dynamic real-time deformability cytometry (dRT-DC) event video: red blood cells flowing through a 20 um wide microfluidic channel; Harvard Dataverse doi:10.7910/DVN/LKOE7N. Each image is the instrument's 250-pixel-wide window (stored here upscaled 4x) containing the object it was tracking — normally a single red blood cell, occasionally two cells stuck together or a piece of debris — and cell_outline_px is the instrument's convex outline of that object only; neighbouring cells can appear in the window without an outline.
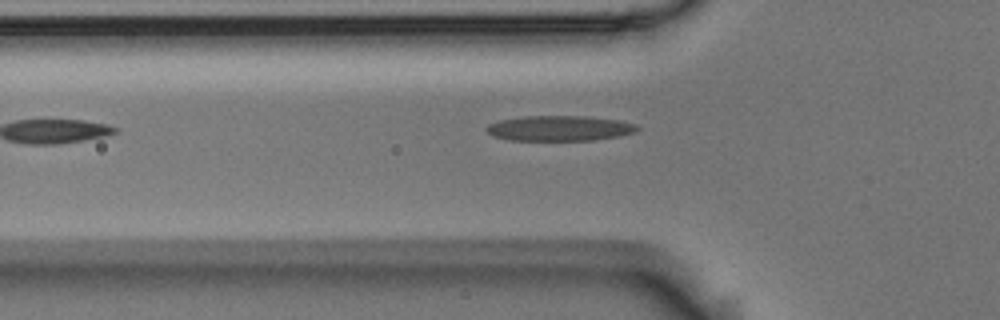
{"species": "Egyptian fruit bat (a non-hibernating species)", "species_latin": "Rousettus aegyptiacus", "temperature_condition": "room temperature", "stored_images_in_passage": 4, "camera_frame_rate_fps": 3000, "um_per_image_px": 0.085, "animal": {"sex": "male"}, "frame": {"image": 1, "passage_image": 3, "time_ms": 0.667, "image_size_px": [1000, 320], "cell_outline_px": [[640, 128], [636, 132], [620, 136], [592, 140], [508, 140], [492, 136], [484, 128], [488, 124], [500, 120], [524, 116], [584, 116], [620, 120], [636, 124]], "centroid_in_image_um": [47.56, 10.9], "position_along_channel_um": 78.2, "area_um2": 22.31}}
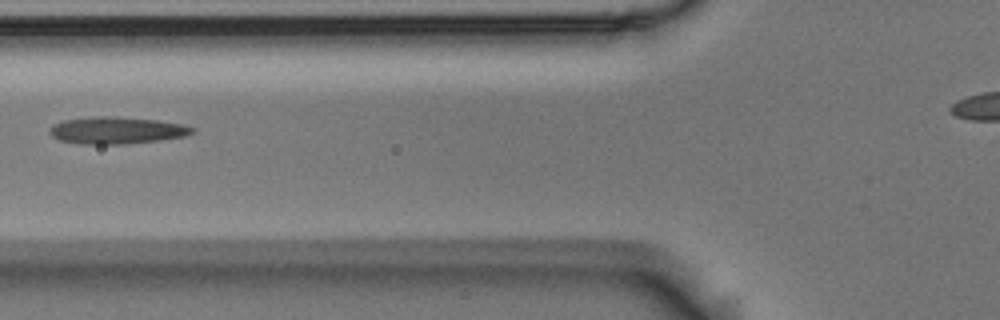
{"frame": {"image": 2, "passage_image": 4, "time_ms": 1.0, "image_size_px": [1000, 320], "cell_outline_px": [[196, 132], [184, 136], [156, 140], [124, 144], [80, 144], [60, 140], [52, 136], [48, 132], [48, 128], [64, 120], [100, 116], [112, 116], [156, 120], [184, 124], [196, 128]], "centroid_in_image_um": [9.93, 11.08], "position_along_channel_um": 115.9, "area_um2": 22.31}}